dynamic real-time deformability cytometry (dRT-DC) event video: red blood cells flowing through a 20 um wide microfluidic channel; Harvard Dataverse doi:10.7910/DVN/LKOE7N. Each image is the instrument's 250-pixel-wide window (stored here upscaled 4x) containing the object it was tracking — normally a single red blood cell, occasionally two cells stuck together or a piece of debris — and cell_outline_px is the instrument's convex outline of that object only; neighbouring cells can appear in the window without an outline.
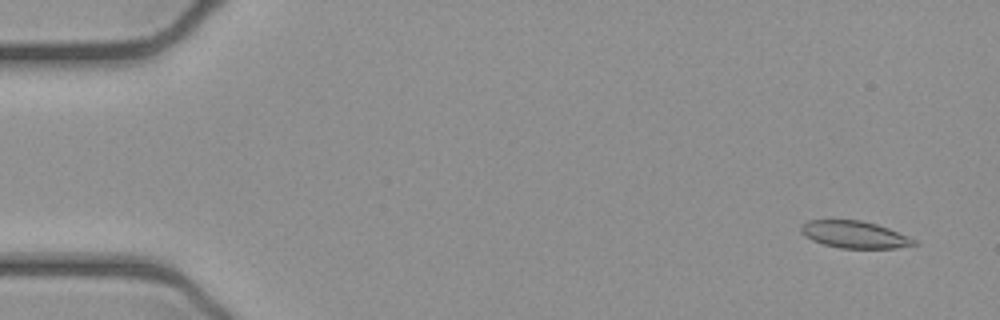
{"species": "common noctule bat (a hibernating species)", "species_latin": "Nyctalus noctula", "temperature_condition": "cold", "stored_images_in_passage": 52, "camera_frame_rate_fps": 3000, "um_per_image_px": 0.085, "animal": {"sex": "female", "body_mass_g": 21.9}, "frame": {"image": 1, "passage_image": 3, "time_ms": 0.667, "image_size_px": [1000, 320], "cell_outline_px": [[920, 244], [896, 248], [840, 248], [824, 244], [812, 240], [804, 236], [800, 232], [800, 224], [808, 220], [860, 220], [876, 224], [888, 228], [908, 236], [916, 240]], "centroid_in_image_um": [72.62, 19.94], "position_along_channel_um": 12.4, "area_um2": 17.92}}
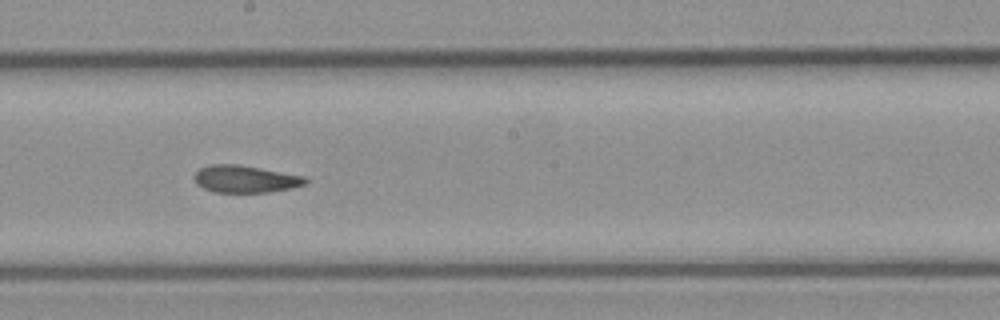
{"frame": {"image": 2, "passage_image": 29, "time_ms": 9.333, "image_size_px": [1000, 320], "cell_outline_px": [[308, 180], [304, 184], [292, 188], [268, 192], [212, 192], [196, 184], [192, 176], [200, 168], [208, 164], [240, 164], [304, 176]], "centroid_in_image_um": [20.8, 15.21], "position_along_channel_um": 227.4, "area_um2": 17.74}}
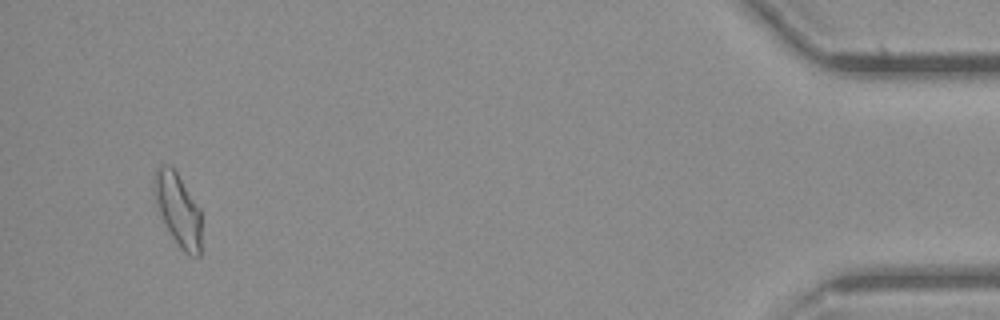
{"frame": {"image": 3, "passage_image": 50, "time_ms": 16.333, "image_size_px": [1000, 320], "cell_outline_px": [[200, 256], [188, 256], [180, 248], [172, 236], [160, 216], [152, 196], [152, 184], [156, 168], [160, 164], [168, 164], [176, 172], [200, 208]], "centroid_in_image_um": [15.08, 17.79], "position_along_channel_um": 420.1, "area_um2": 20.23}, "authors_computed_cell_mechanics": {"area_um2": 18.9006, "velocity_mm_per_s": 3.901, "shape_relaxation_time_tau1_ms": null, "shape_relaxation_time_tau2_ms": 3.9842, "deformation_change_tau1": null, "deformation_change_tau2": 0.0934}}